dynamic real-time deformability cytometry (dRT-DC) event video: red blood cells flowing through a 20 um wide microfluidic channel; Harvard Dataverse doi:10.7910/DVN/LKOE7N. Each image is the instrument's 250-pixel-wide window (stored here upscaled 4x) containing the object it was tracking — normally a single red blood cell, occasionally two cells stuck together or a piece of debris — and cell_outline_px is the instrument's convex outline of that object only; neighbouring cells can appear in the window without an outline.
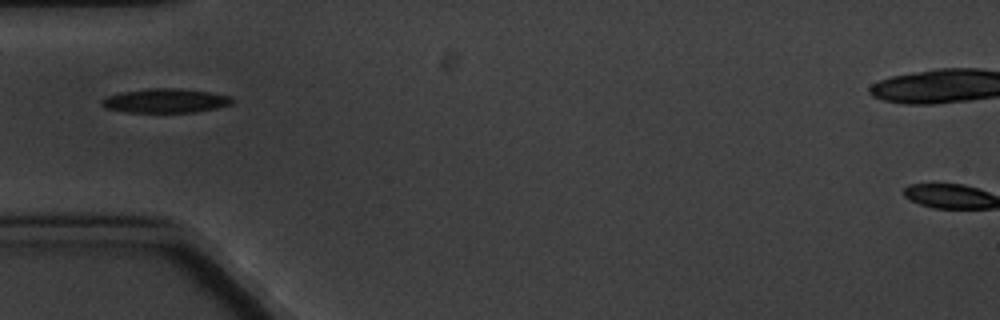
{"species": "common noctule bat (a hibernating species)", "species_latin": "Nyctalus noctula", "temperature_condition": "cold", "stored_images_in_passage": 3, "camera_frame_rate_fps": 3000, "um_per_image_px": 0.085, "animal": {"sex": "male", "body_mass_g": 20.1, "forearm_length_mm": 53.5}, "frame": {"image": 1, "passage_image": 1, "time_ms": 0.0, "image_size_px": [1000, 320], "cell_outline_px": [[236, 100], [232, 104], [216, 108], [196, 112], [124, 112], [104, 108], [100, 104], [100, 100], [108, 96], [120, 92], [148, 88], [180, 88], [208, 92], [228, 96]], "centroid_in_image_um": [14.03, 8.56], "position_along_channel_um": 71.0, "area_um2": 18.5}}
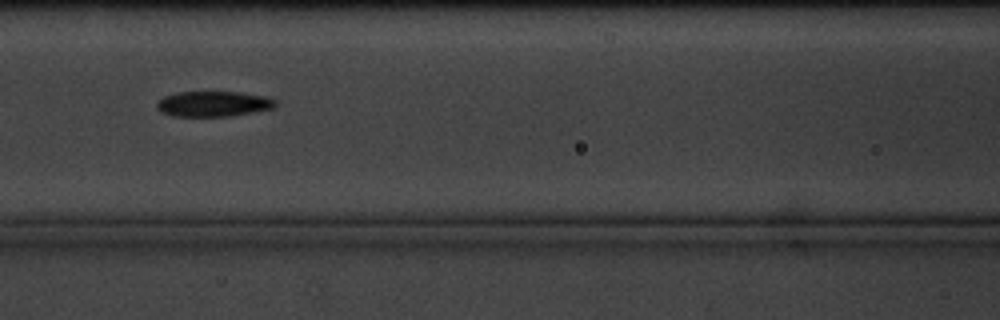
{"frame": {"image": 2, "passage_image": 3, "time_ms": 2.333, "image_size_px": [1000, 320], "cell_outline_px": [[276, 104], [272, 108], [252, 112], [228, 116], [172, 116], [160, 112], [156, 108], [156, 104], [164, 96], [176, 92], [240, 92], [264, 96], [276, 100]], "centroid_in_image_um": [18.09, 8.82], "position_along_channel_um": 148.5, "area_um2": 17.46}}